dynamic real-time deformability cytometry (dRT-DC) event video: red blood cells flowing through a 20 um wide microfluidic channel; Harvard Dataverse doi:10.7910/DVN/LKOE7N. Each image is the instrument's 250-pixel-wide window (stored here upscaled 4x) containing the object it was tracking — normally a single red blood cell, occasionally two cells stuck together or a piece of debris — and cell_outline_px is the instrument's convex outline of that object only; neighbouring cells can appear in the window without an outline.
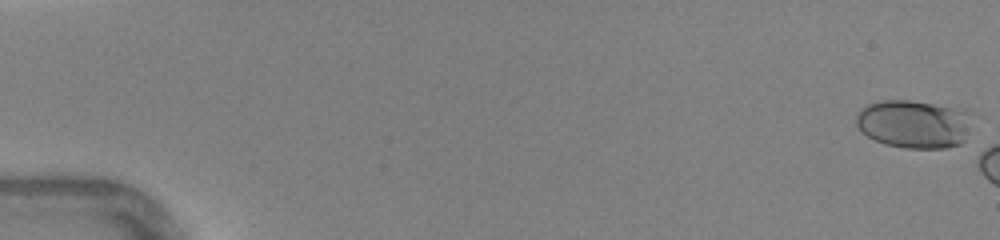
{"species": "human", "species_latin": "Homo sapiens", "temperature_condition": "warm", "stored_images_in_passage": 6, "camera_frame_rate_fps": 3000, "um_per_image_px": 0.085, "donor": {"sex": "female"}, "frame": {"image": 1, "passage_image": 1, "time_ms": 0.0, "image_size_px": [1000, 240], "cell_outline_px": [[976, 112], [964, 140], [960, 144], [944, 148], [904, 148], [884, 144], [860, 132], [856, 124], [856, 116], [860, 108], [868, 104], [884, 100], [908, 100], [968, 108]], "centroid_in_image_um": [77.76, 10.51], "position_along_channel_um": 7.2, "area_um2": 33.47}}